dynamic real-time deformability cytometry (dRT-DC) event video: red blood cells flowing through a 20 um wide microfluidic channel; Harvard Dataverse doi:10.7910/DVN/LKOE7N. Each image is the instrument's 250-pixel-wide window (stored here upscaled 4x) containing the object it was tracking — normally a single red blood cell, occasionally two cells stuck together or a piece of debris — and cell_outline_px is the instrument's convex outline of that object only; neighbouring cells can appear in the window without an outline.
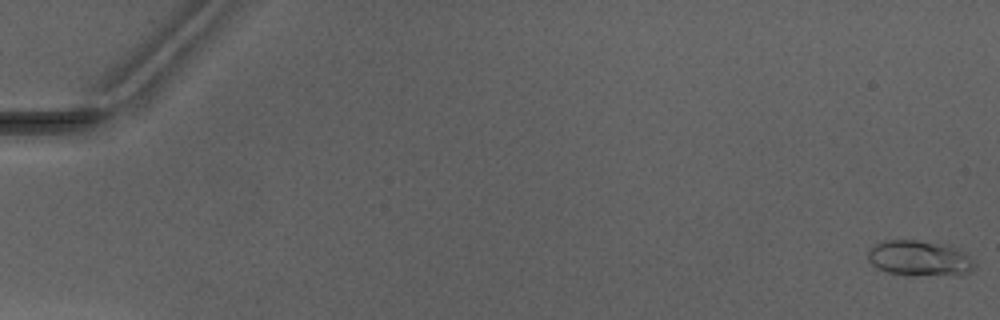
{"species": "Egyptian fruit bat (a non-hibernating species)", "species_latin": "Rousettus aegyptiacus", "temperature_condition": "warm", "stored_images_in_passage": 7, "camera_frame_rate_fps": 3000, "um_per_image_px": 0.085, "animal": {"sex": "male"}, "frame": {"image": 1, "passage_image": 1, "time_ms": 0.0, "image_size_px": [1000, 320], "cell_outline_px": [[976, 268], [964, 276], [960, 276], [888, 272], [876, 268], [868, 260], [868, 248], [884, 240], [916, 240], [960, 248], [976, 260]], "centroid_in_image_um": [78.24, 21.95], "position_along_channel_um": 6.8, "area_um2": 22.14}}
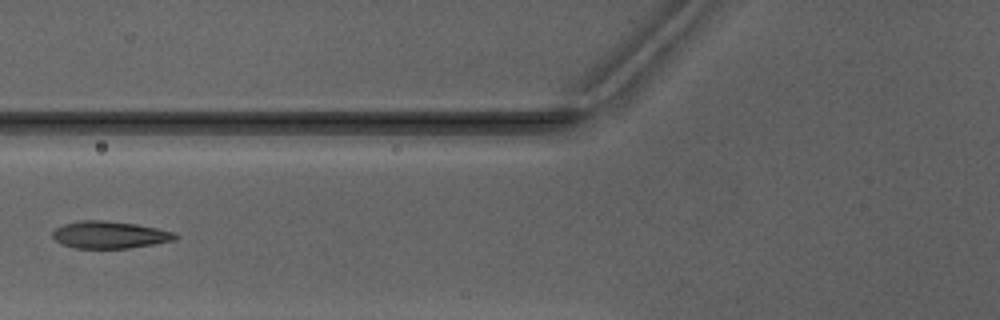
{"frame": {"image": 2, "passage_image": 6, "time_ms": 7.0, "image_size_px": [1000, 320], "cell_outline_px": [[176, 240], [128, 248], [76, 248], [60, 244], [52, 236], [52, 232], [56, 228], [64, 224], [80, 220], [104, 220], [136, 224], [156, 228], [172, 232], [176, 236]], "centroid_in_image_um": [9.27, 19.95], "position_along_channel_um": 116.5, "area_um2": 19.25}}
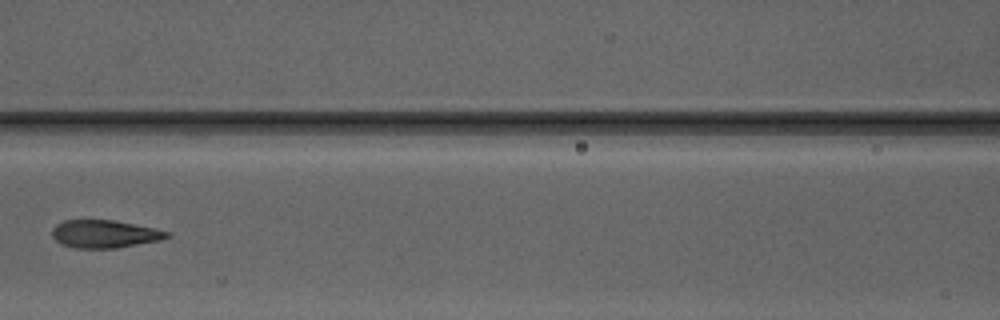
{"frame": {"image": 3, "passage_image": 7, "time_ms": 8.0, "image_size_px": [1000, 320], "cell_outline_px": [[172, 236], [160, 240], [116, 248], [76, 248], [64, 244], [56, 240], [52, 236], [52, 228], [56, 224], [64, 220], [112, 220], [152, 228], [168, 232]], "centroid_in_image_um": [8.87, 19.88], "position_along_channel_um": 157.7, "area_um2": 18.32}}